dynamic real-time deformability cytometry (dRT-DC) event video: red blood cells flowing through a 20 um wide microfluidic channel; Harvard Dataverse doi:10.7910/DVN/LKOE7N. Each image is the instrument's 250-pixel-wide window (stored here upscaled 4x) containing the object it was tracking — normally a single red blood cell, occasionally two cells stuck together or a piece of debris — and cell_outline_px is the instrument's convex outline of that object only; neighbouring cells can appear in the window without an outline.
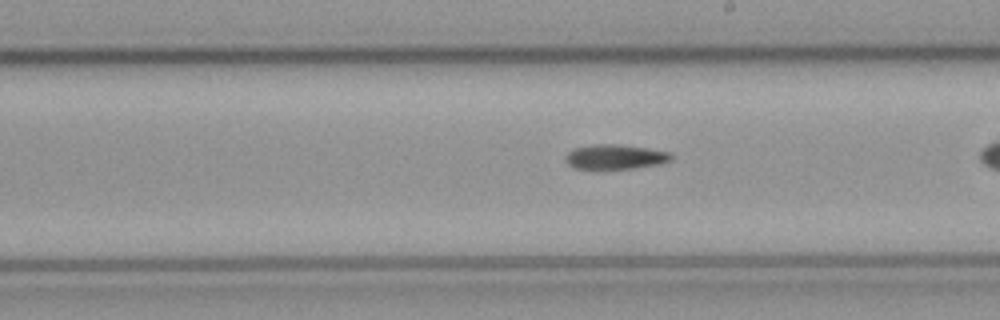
{"species": "common noctule bat (a hibernating species)", "species_latin": "Nyctalus noctula", "temperature_condition": "cold", "stored_images_in_passage": 29, "camera_frame_rate_fps": 3000, "um_per_image_px": 0.085, "animal": {"sex": "male", "body_mass_g": 23.1, "forearm_length_mm": 52.7}, "frame": {"image": 1, "passage_image": 17, "time_ms": 5.333, "image_size_px": [1000, 320], "cell_outline_px": [[672, 160], [660, 164], [632, 168], [576, 168], [568, 164], [564, 160], [564, 156], [572, 148], [592, 144], [616, 144], [644, 148], [668, 152], [672, 156]], "centroid_in_image_um": [52.24, 13.32], "position_along_channel_um": 236.8, "area_um2": 15.03}}